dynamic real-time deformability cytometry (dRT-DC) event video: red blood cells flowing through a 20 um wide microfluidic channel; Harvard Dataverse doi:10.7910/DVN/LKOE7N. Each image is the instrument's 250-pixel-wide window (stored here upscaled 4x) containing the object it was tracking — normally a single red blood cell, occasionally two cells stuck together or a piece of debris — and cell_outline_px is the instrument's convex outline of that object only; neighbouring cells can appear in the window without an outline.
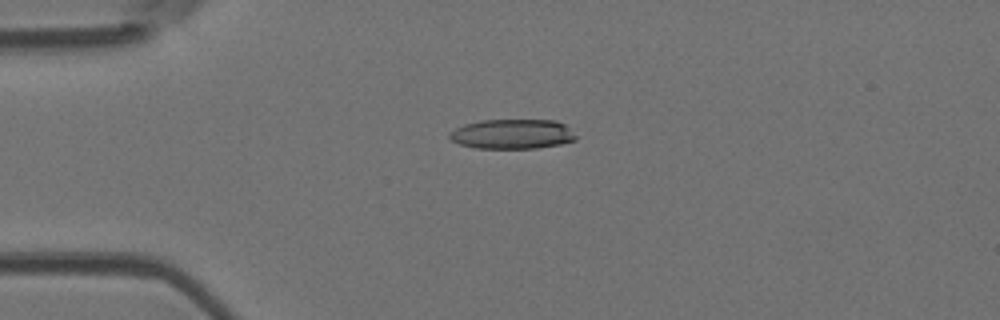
{"species": "Egyptian fruit bat (a non-hibernating species)", "species_latin": "Rousettus aegyptiacus", "temperature_condition": "room temperature", "stored_images_in_passage": 40, "camera_frame_rate_fps": 3000, "um_per_image_px": 0.085, "animal": {"sex": "female"}, "frame": {"image": 1, "passage_image": 1, "time_ms": 0.0, "image_size_px": [1000, 320], "cell_outline_px": [[576, 140], [560, 144], [536, 148], [476, 148], [460, 144], [452, 140], [448, 136], [448, 132], [464, 124], [480, 120], [556, 120], [564, 124], [576, 136]], "centroid_in_image_um": [43.52, 11.39], "position_along_channel_um": 41.5, "area_um2": 21.85}}
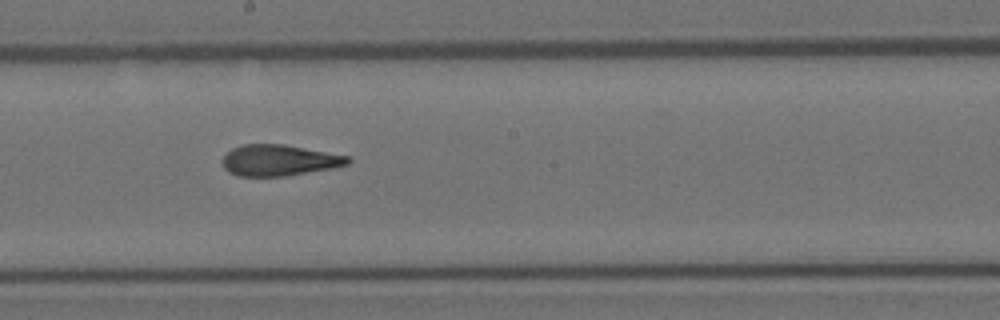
{"frame": {"image": 2, "passage_image": 17, "time_ms": 5.333, "image_size_px": [1000, 320], "cell_outline_px": [[352, 160], [348, 164], [332, 168], [284, 176], [236, 176], [228, 172], [224, 168], [220, 160], [232, 148], [244, 144], [284, 144], [348, 156]], "centroid_in_image_um": [23.68, 13.62], "position_along_channel_um": 224.5, "area_um2": 22.72}}
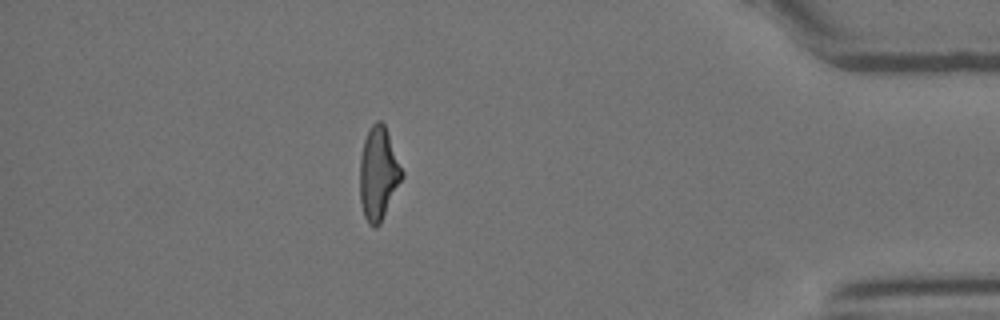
{"frame": {"image": 3, "passage_image": 34, "time_ms": 11.0, "image_size_px": [1000, 320], "cell_outline_px": [[404, 176], [380, 224], [376, 228], [372, 228], [368, 224], [364, 216], [360, 204], [360, 156], [364, 140], [372, 124], [376, 120], [380, 120], [384, 124], [404, 172]], "centroid_in_image_um": [32.16, 14.79], "position_along_channel_um": 403.0, "area_um2": 22.95}, "authors_computed_cell_mechanics": {"area_um2": 23.0333, "velocity_mm_per_s": 3.9175, "shape_relaxation_time_tau1_ms": 9.28, "shape_relaxation_time_tau2_ms": 1.9428, "deformation_change_tau1": 0.2748, "deformation_change_tau2": 0.1079}}